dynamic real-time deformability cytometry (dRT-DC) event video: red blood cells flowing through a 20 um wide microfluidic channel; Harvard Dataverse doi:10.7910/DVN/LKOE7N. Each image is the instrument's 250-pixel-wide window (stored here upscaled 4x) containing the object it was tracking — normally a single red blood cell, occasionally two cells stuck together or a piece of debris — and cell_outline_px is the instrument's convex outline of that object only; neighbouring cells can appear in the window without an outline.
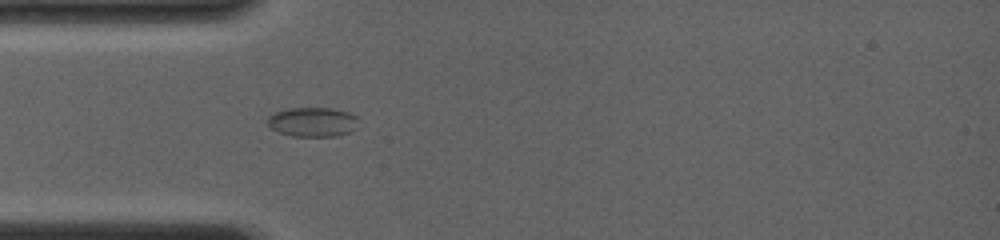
{"species": "common noctule bat (a hibernating species)", "species_latin": "Nyctalus noctula", "temperature_condition": "room temperature", "stored_images_in_passage": 57, "camera_frame_rate_fps": 4000, "um_per_image_px": 0.085, "animal": {"sex": "female", "body_mass_g": 19.0, "forearm_length_mm": 56.7}, "frame": {"image": 1, "passage_image": 1, "time_ms": 0.0, "image_size_px": [1000, 240], "cell_outline_px": [[356, 128], [352, 132], [336, 136], [292, 136], [280, 132], [272, 128], [268, 124], [268, 116], [276, 112], [288, 108], [332, 108], [348, 112], [356, 116]], "centroid_in_image_um": [26.59, 10.37], "position_along_channel_um": 58.4, "area_um2": 15.49}}
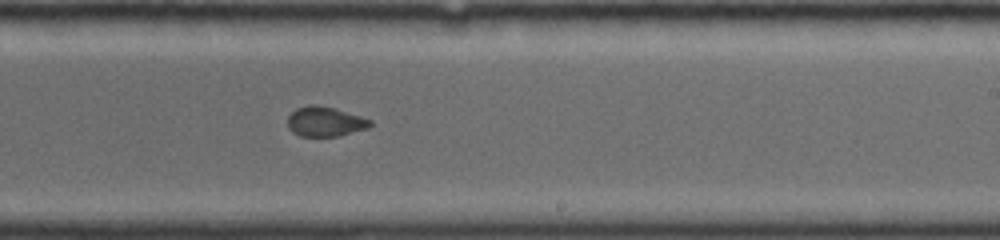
{"frame": {"image": 2, "passage_image": 30, "time_ms": 5.0, "image_size_px": [1000, 240], "cell_outline_px": [[372, 124], [368, 128], [340, 136], [300, 136], [292, 132], [288, 128], [288, 116], [296, 108], [308, 104], [316, 104], [336, 108], [372, 120]], "centroid_in_image_um": [27.63, 10.33], "position_along_channel_um": 261.4, "area_um2": 14.51}}
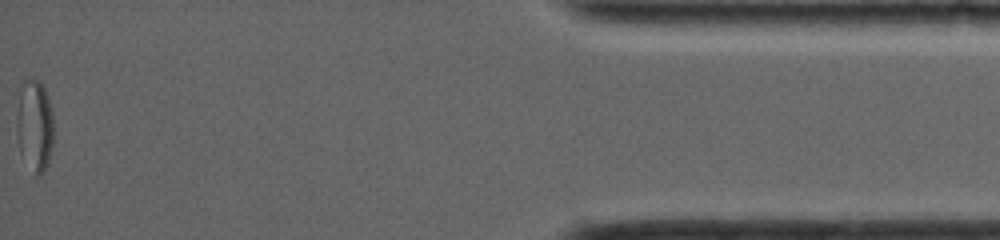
{"frame": {"image": 3, "passage_image": 56, "time_ms": 11.0, "image_size_px": [1000, 240], "cell_outline_px": [[52, 148], [48, 164], [44, 172], [40, 176], [36, 176], [20, 152], [16, 132], [16, 116], [20, 84], [24, 80], [32, 76], [40, 80], [44, 88], [52, 112]], "centroid_in_image_um": [2.92, 10.63], "position_along_channel_um": 432.3, "area_um2": 20.06}, "authors_computed_cell_mechanics": {"area_um2": 15.1436, "velocity_mm_per_s": 4.0876, "shape_relaxation_time_tau1_ms": null, "shape_relaxation_time_tau2_ms": 0.9588, "deformation_change_tau1": null, "deformation_change_tau2": 0.0457}}